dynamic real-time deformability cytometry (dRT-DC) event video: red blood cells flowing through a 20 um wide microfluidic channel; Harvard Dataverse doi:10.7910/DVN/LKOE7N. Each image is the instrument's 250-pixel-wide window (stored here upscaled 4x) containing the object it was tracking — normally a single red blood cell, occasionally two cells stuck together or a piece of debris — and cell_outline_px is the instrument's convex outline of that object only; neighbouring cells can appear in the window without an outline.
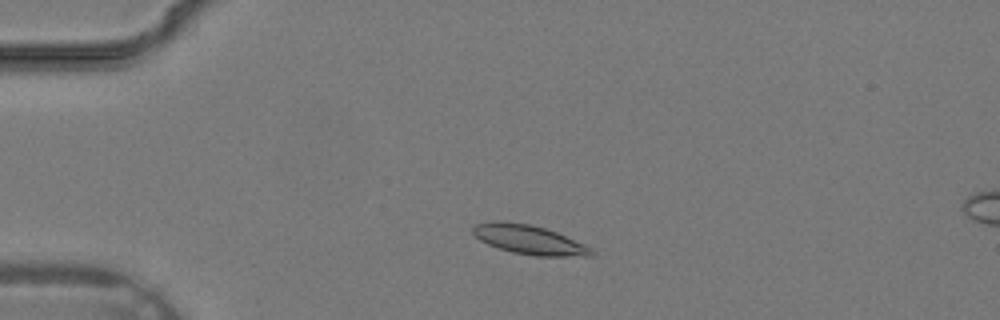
{"species": "common noctule bat (a hibernating species)", "species_latin": "Nyctalus noctula", "temperature_condition": "warm", "stored_images_in_passage": 32, "camera_frame_rate_fps": 3000, "um_per_image_px": 0.085, "animal": {"sex": "male", "body_mass_g": 19.2, "forearm_length_mm": 51.8}, "frame": {"image": 1, "passage_image": 5, "time_ms": 1.333, "image_size_px": [1000, 320], "cell_outline_px": [[596, 252], [592, 256], [536, 256], [512, 252], [488, 244], [480, 240], [472, 232], [472, 224], [492, 220], [500, 220], [528, 224], [544, 228], [556, 232], [584, 244], [592, 248]], "centroid_in_image_um": [44.95, 20.36], "position_along_channel_um": 40.1, "area_um2": 20.23}}
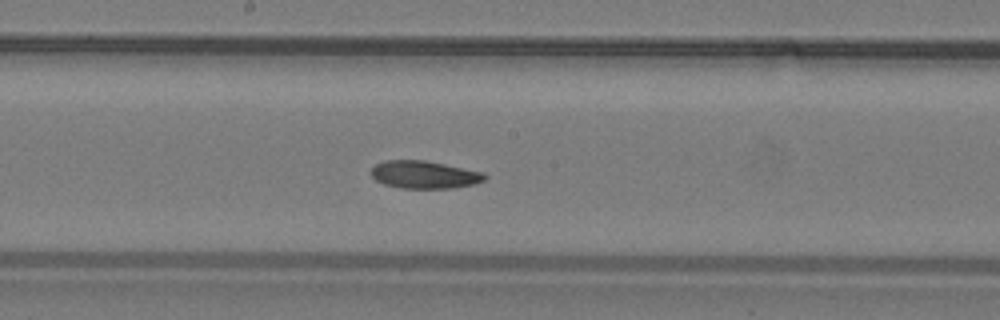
{"frame": {"image": 2, "passage_image": 16, "time_ms": 5.0, "image_size_px": [1000, 320], "cell_outline_px": [[488, 176], [484, 180], [472, 184], [452, 188], [400, 188], [384, 184], [376, 180], [368, 172], [376, 164], [384, 160], [424, 160], [484, 172]], "centroid_in_image_um": [36.04, 14.84], "position_along_channel_um": 212.2, "area_um2": 18.32}}
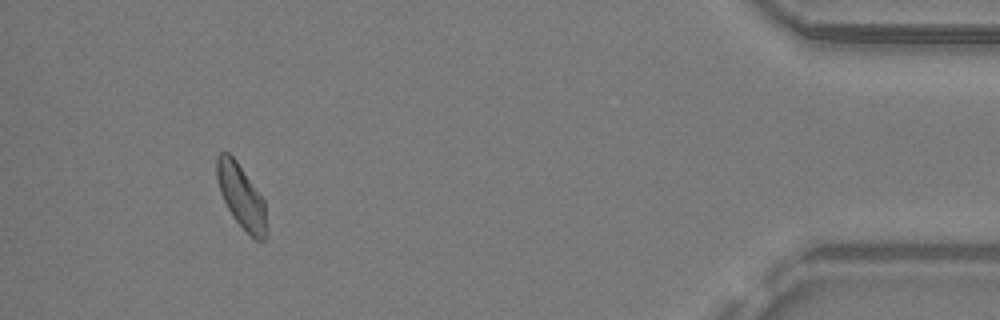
{"frame": {"image": 3, "passage_image": 30, "time_ms": 9.667, "image_size_px": [1000, 320], "cell_outline_px": [[268, 232], [264, 240], [256, 240], [232, 216], [220, 192], [216, 176], [216, 156], [220, 152], [228, 152], [236, 160], [264, 200]], "centroid_in_image_um": [20.51, 16.68], "position_along_channel_um": 414.7, "area_um2": 18.32}}